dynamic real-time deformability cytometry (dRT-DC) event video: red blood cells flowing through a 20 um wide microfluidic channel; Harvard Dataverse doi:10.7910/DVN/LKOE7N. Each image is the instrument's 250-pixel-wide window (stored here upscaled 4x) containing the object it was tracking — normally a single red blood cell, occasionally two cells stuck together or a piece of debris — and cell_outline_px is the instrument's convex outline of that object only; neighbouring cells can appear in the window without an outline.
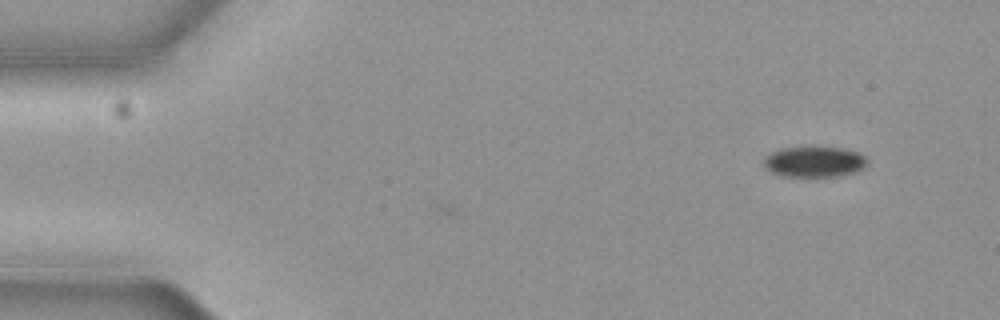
{"species": "common noctule bat (a hibernating species)", "species_latin": "Nyctalus noctula", "temperature_condition": "cold", "stored_images_in_passage": 10, "camera_frame_rate_fps": 3000, "um_per_image_px": 0.085, "animal": {"sex": "female", "body_mass_g": 19.3, "forearm_length_mm": 54.1}, "frame": {"image": 1, "passage_image": 10, "time_ms": 3.0, "image_size_px": [1000, 320], "cell_outline_px": [[868, 164], [860, 172], [844, 176], [780, 176], [764, 168], [764, 156], [780, 148], [840, 148], [860, 152], [868, 160]], "centroid_in_image_um": [69.26, 13.77], "position_along_channel_um": 15.7, "area_um2": 18.67}}